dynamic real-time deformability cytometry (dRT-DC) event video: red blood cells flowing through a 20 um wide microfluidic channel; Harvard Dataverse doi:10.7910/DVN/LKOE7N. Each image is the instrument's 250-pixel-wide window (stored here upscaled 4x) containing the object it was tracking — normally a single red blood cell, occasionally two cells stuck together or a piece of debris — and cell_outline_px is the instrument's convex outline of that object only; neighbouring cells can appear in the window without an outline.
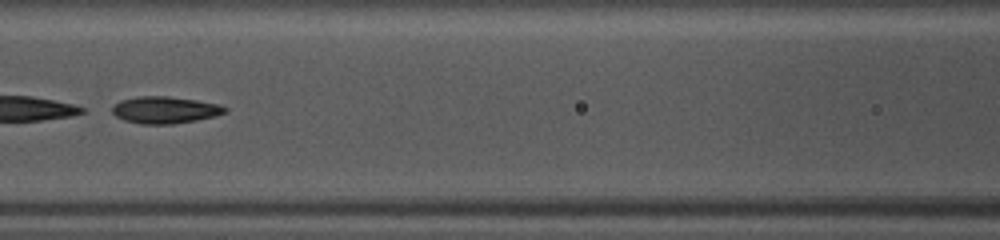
{"species": "common noctule bat (a hibernating species)", "species_latin": "Nyctalus noctula", "temperature_condition": "warm", "stored_images_in_passage": 36, "camera_frame_rate_fps": 3000, "um_per_image_px": 0.085, "animal": {"sex": "female", "body_mass_g": 10.0, "forearm_length_mm": 53.1}, "frame": {"image": 1, "passage_image": 11, "time_ms": 3.333, "image_size_px": [1000, 240], "cell_outline_px": [[228, 112], [216, 116], [196, 120], [172, 124], [140, 124], [124, 120], [116, 116], [112, 112], [112, 108], [120, 100], [140, 96], [168, 96], [196, 100], [220, 104], [228, 108]], "centroid_in_image_um": [14.06, 9.34], "position_along_channel_um": 152.5, "area_um2": 17.74}, "authors_computed_cell_mechanics": {"area_um2": 17.8891, "velocity_mm_per_s": 4.1447, "shape_relaxation_time_tau1_ms": 3.1089, "shape_relaxation_time_tau2_ms": 1.8008, "deformation_change_tau1": 0.153, "deformation_change_tau2": 0.0939}}